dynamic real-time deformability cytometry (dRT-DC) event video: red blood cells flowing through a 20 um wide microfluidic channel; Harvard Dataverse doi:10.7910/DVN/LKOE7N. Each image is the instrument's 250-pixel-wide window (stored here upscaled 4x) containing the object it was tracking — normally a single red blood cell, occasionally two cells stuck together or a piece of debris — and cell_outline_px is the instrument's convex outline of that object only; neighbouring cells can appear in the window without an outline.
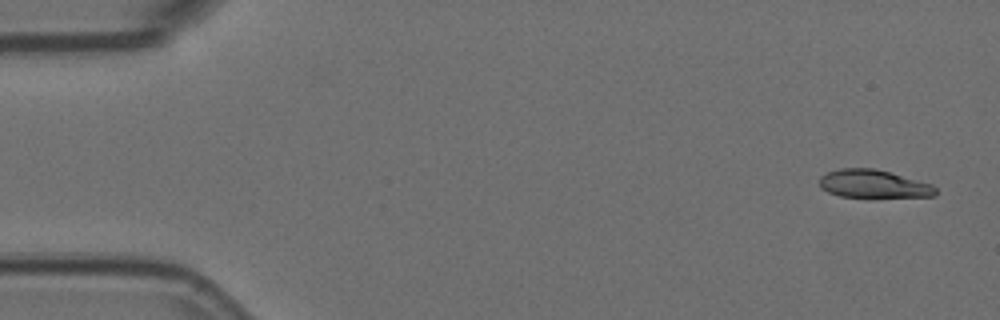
{"species": "Egyptian fruit bat (a non-hibernating species)", "species_latin": "Rousettus aegyptiacus", "temperature_condition": "room temperature", "stored_images_in_passage": 6, "camera_frame_rate_fps": 3000, "um_per_image_px": 0.085, "animal": {"sex": "female"}, "frame": {"image": 1, "passage_image": 1, "time_ms": 0.0, "image_size_px": [1000, 320], "cell_outline_px": [[936, 196], [872, 200], [868, 200], [840, 196], [828, 192], [820, 188], [820, 176], [828, 172], [840, 168], [876, 168], [932, 184], [936, 188]], "centroid_in_image_um": [74.27, 15.69], "position_along_channel_um": 10.7, "area_um2": 20.11}}
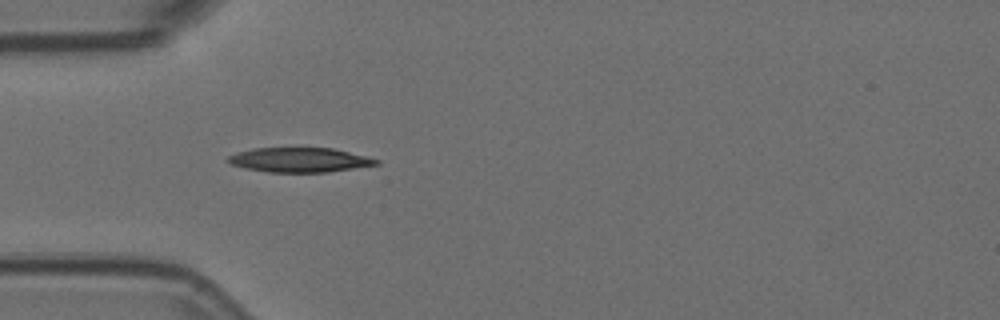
{"frame": {"image": 2, "passage_image": 5, "time_ms": 1.333, "image_size_px": [1000, 320], "cell_outline_px": [[380, 164], [328, 172], [268, 172], [244, 168], [232, 164], [224, 160], [228, 156], [236, 152], [252, 148], [332, 148], [368, 156], [380, 160]], "centroid_in_image_um": [25.45, 13.59], "position_along_channel_um": 59.6, "area_um2": 21.33}}
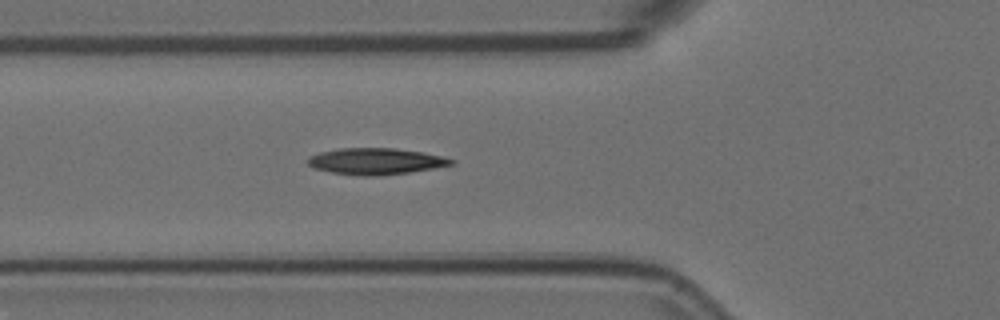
{"frame": {"image": 3, "passage_image": 6, "time_ms": 1.667, "image_size_px": [1000, 320], "cell_outline_px": [[456, 164], [408, 172], [380, 176], [364, 176], [332, 172], [316, 168], [308, 164], [308, 156], [320, 152], [340, 148], [396, 148], [420, 152], [440, 156], [456, 160]], "centroid_in_image_um": [31.94, 13.7], "position_along_channel_um": 93.9, "area_um2": 21.85}}